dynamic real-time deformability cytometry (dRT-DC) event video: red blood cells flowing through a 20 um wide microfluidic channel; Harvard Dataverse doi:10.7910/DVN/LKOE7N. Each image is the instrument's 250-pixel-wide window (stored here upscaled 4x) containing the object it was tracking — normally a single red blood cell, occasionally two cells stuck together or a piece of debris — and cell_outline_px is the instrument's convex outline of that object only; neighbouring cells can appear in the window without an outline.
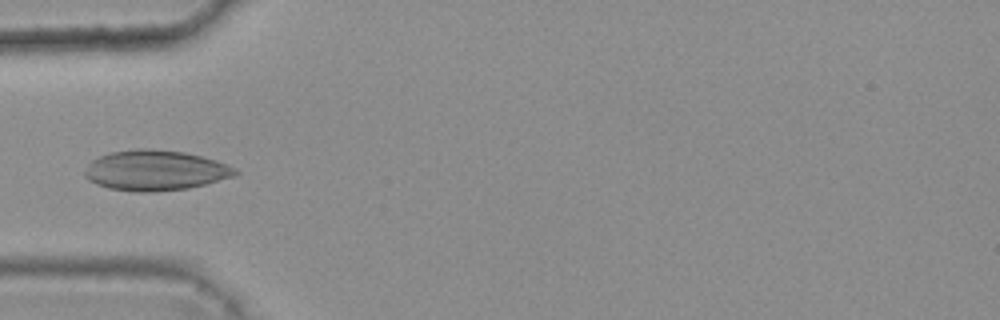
{"species": "common noctule bat (a hibernating species)", "species_latin": "Nyctalus noctula", "temperature_condition": "warm", "stored_images_in_passage": 5, "camera_frame_rate_fps": 3000, "um_per_image_px": 0.085, "animal": {"sex": "female", "body_mass_g": 25.1}, "frame": {"image": 1, "passage_image": 5, "time_ms": 1.333, "image_size_px": [1000, 320], "cell_outline_px": [[240, 172], [236, 176], [188, 188], [152, 192], [136, 192], [108, 188], [96, 184], [88, 180], [84, 176], [84, 172], [88, 164], [92, 160], [100, 156], [112, 152], [136, 148], [148, 148], [184, 152], [216, 160], [236, 168]], "centroid_in_image_um": [13.2, 14.48], "position_along_channel_um": 71.8, "area_um2": 35.43}}